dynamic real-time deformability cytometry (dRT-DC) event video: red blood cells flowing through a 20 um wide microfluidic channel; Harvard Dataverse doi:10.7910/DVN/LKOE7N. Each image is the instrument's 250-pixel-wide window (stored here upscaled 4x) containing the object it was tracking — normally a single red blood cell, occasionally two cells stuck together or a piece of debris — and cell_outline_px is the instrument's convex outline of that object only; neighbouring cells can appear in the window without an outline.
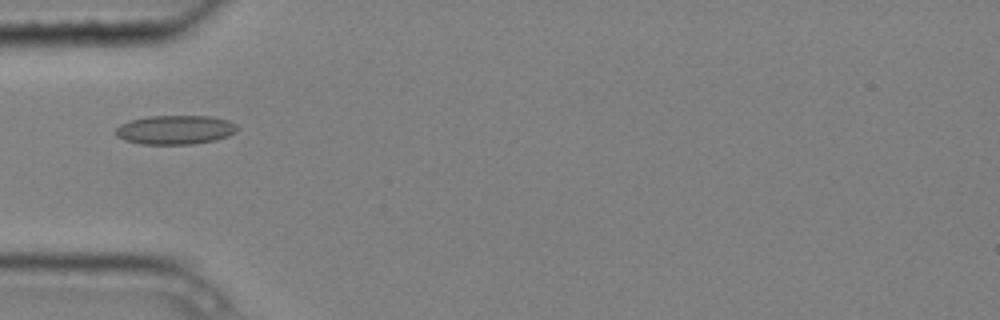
{"species": "common noctule bat (a hibernating species)", "species_latin": "Nyctalus noctula", "temperature_condition": "cold", "stored_images_in_passage": 10, "camera_frame_rate_fps": 3000, "um_per_image_px": 0.085, "animal": {"sex": "male", "body_mass_g": 20.4}, "frame": {"image": 1, "passage_image": 5, "time_ms": 1.333, "image_size_px": [1000, 320], "cell_outline_px": [[240, 128], [236, 132], [228, 136], [216, 140], [192, 144], [140, 144], [124, 140], [116, 136], [112, 132], [120, 124], [128, 120], [148, 116], [212, 116], [228, 120], [236, 124]], "centroid_in_image_um": [14.88, 11.03], "position_along_channel_um": 70.1, "area_um2": 20.98}}
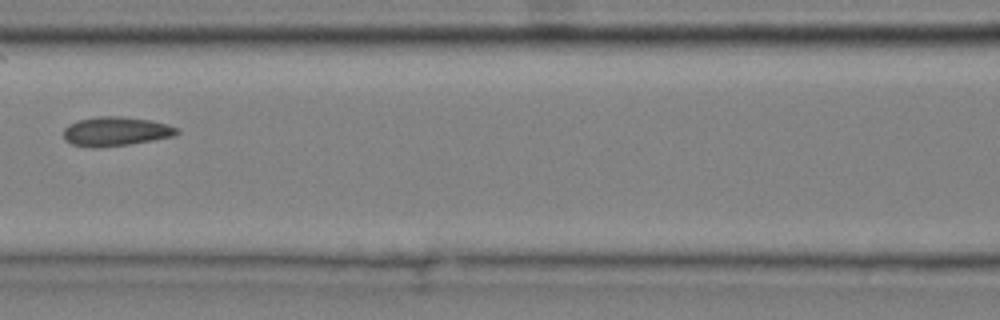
{"frame": {"image": 2, "passage_image": 7, "time_ms": 2.0, "image_size_px": [1000, 320], "cell_outline_px": [[180, 132], [176, 136], [128, 144], [100, 148], [88, 148], [72, 144], [64, 140], [64, 128], [68, 124], [80, 120], [96, 116], [120, 116], [152, 120], [168, 124], [180, 128]], "centroid_in_image_um": [9.86, 11.17], "position_along_channel_um": 156.7, "area_um2": 19.59}}
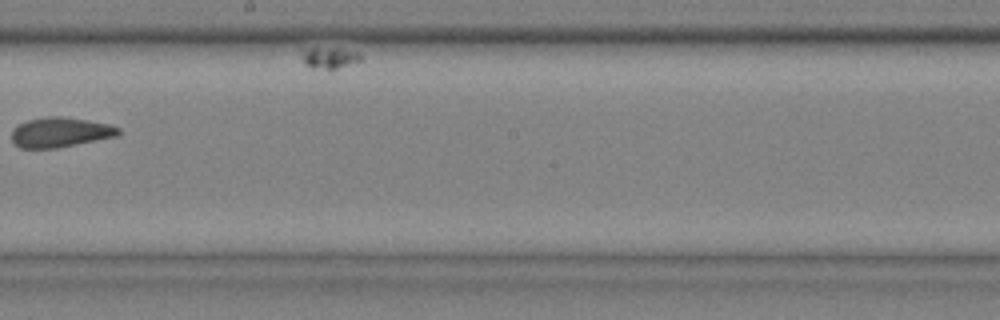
{"frame": {"image": 3, "passage_image": 9, "time_ms": 2.667, "image_size_px": [1000, 320], "cell_outline_px": [[120, 132], [116, 136], [56, 148], [20, 148], [12, 140], [12, 128], [28, 120], [48, 116], [60, 116], [88, 120], [108, 124], [120, 128]], "centroid_in_image_um": [5.1, 11.24], "position_along_channel_um": 243.1, "area_um2": 18.38}}